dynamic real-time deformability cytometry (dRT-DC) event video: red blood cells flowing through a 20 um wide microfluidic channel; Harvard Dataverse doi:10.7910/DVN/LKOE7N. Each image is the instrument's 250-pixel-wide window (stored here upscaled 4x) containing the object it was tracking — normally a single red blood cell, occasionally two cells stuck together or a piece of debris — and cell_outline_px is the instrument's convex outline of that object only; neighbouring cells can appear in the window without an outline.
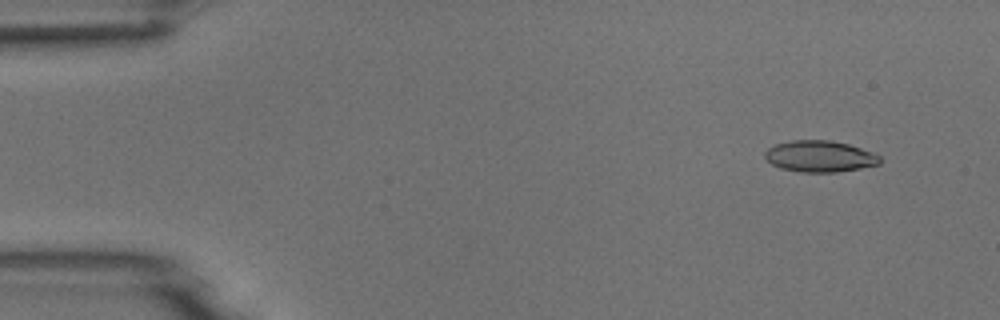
{"species": "common noctule bat (a hibernating species)", "species_latin": "Nyctalus noctula", "temperature_condition": "room temperature", "stored_images_in_passage": 5, "camera_frame_rate_fps": 3000, "um_per_image_px": 0.085, "animal": {"sex": "male", "body_mass_g": 18.8}, "frame": {"image": 1, "passage_image": 2, "time_ms": 1.0, "image_size_px": [1000, 320], "cell_outline_px": [[880, 164], [860, 168], [836, 172], [800, 172], [780, 168], [772, 164], [764, 156], [764, 152], [768, 148], [776, 144], [792, 140], [828, 140], [848, 144], [872, 152], [880, 156]], "centroid_in_image_um": [69.66, 13.29], "position_along_channel_um": 15.3, "area_um2": 20.92}}
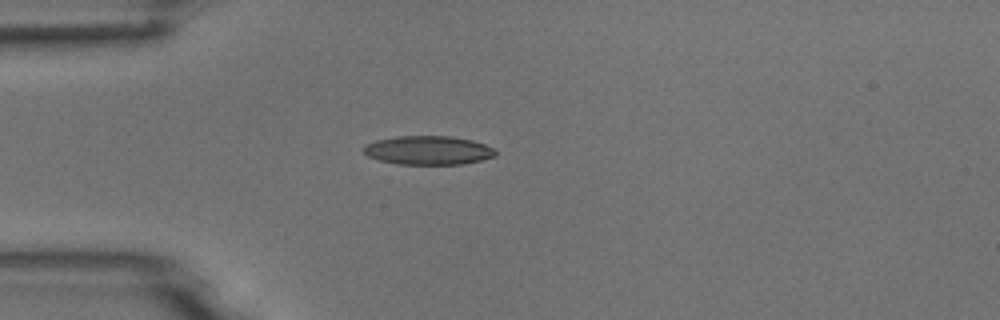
{"frame": {"image": 2, "passage_image": 5, "time_ms": 4.333, "image_size_px": [1000, 320], "cell_outline_px": [[496, 156], [464, 164], [396, 164], [380, 160], [368, 156], [364, 152], [364, 144], [376, 140], [396, 136], [452, 136], [472, 140], [484, 144], [492, 148], [496, 152]], "centroid_in_image_um": [36.39, 12.77], "position_along_channel_um": 48.6, "area_um2": 22.14}}